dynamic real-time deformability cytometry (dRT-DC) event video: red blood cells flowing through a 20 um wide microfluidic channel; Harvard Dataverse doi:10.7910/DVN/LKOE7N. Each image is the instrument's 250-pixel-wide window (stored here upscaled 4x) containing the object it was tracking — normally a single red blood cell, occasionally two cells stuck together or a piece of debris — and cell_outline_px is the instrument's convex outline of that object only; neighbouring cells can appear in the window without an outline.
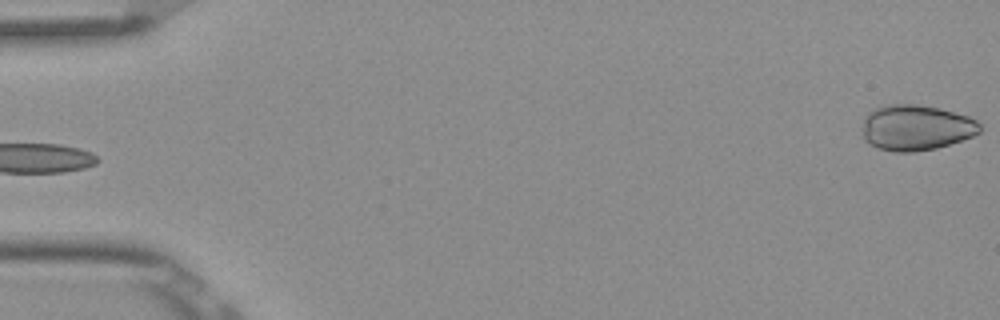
{"species": "Egyptian fruit bat (a non-hibernating species)", "species_latin": "Rousettus aegyptiacus", "temperature_condition": "room temperature", "stored_images_in_passage": 6, "segment_of_instrument_passage": [2, 2], "camera_frame_rate_fps": 3000, "um_per_image_px": 0.085, "frame": {"image": 1, "passage_image": 6, "time_ms": 1.667, "image_size_px": [1000, 320], "cell_outline_px": [[980, 132], [972, 136], [936, 148], [912, 152], [896, 152], [880, 148], [868, 144], [864, 140], [864, 116], [872, 108], [888, 104], [916, 104], [936, 108], [968, 116], [976, 120], [980, 124]], "centroid_in_image_um": [77.83, 10.84], "position_along_channel_um": 7.2, "area_um2": 31.04}}